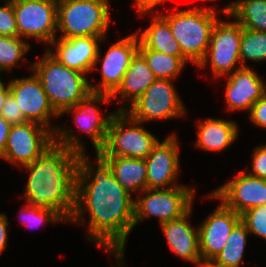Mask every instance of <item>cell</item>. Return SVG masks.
Here are the masks:
<instances>
[{"instance_id": "cell-1", "label": "cell", "mask_w": 266, "mask_h": 267, "mask_svg": "<svg viewBox=\"0 0 266 267\" xmlns=\"http://www.w3.org/2000/svg\"><path fill=\"white\" fill-rule=\"evenodd\" d=\"M92 164L86 152L79 153L76 205L69 222L87 223L88 239L107 250L115 260L123 259L128 236L135 228V200L116 180L111 165L99 152L97 166ZM85 208L89 212L88 222Z\"/></svg>"}, {"instance_id": "cell-2", "label": "cell", "mask_w": 266, "mask_h": 267, "mask_svg": "<svg viewBox=\"0 0 266 267\" xmlns=\"http://www.w3.org/2000/svg\"><path fill=\"white\" fill-rule=\"evenodd\" d=\"M58 126L54 143L33 163L28 172L23 198L32 207L58 211L67 222L76 205V177L79 153L85 152L82 139L73 130Z\"/></svg>"}, {"instance_id": "cell-3", "label": "cell", "mask_w": 266, "mask_h": 267, "mask_svg": "<svg viewBox=\"0 0 266 267\" xmlns=\"http://www.w3.org/2000/svg\"><path fill=\"white\" fill-rule=\"evenodd\" d=\"M29 69L40 79L50 105L59 116L92 92L85 73L66 67L48 50Z\"/></svg>"}, {"instance_id": "cell-4", "label": "cell", "mask_w": 266, "mask_h": 267, "mask_svg": "<svg viewBox=\"0 0 266 267\" xmlns=\"http://www.w3.org/2000/svg\"><path fill=\"white\" fill-rule=\"evenodd\" d=\"M216 6L174 10L160 14L169 24L173 37L178 41L183 55L195 66L204 59L211 33L217 22Z\"/></svg>"}, {"instance_id": "cell-5", "label": "cell", "mask_w": 266, "mask_h": 267, "mask_svg": "<svg viewBox=\"0 0 266 267\" xmlns=\"http://www.w3.org/2000/svg\"><path fill=\"white\" fill-rule=\"evenodd\" d=\"M109 0H66L57 5V31L62 39L106 37L110 18Z\"/></svg>"}, {"instance_id": "cell-6", "label": "cell", "mask_w": 266, "mask_h": 267, "mask_svg": "<svg viewBox=\"0 0 266 267\" xmlns=\"http://www.w3.org/2000/svg\"><path fill=\"white\" fill-rule=\"evenodd\" d=\"M142 125L127 112L116 110L109 123L105 145L99 153L102 156L146 159L159 139Z\"/></svg>"}, {"instance_id": "cell-7", "label": "cell", "mask_w": 266, "mask_h": 267, "mask_svg": "<svg viewBox=\"0 0 266 267\" xmlns=\"http://www.w3.org/2000/svg\"><path fill=\"white\" fill-rule=\"evenodd\" d=\"M195 188L180 185L168 189H145L134 204V227L142 220L154 216L160 224L184 215L193 205Z\"/></svg>"}, {"instance_id": "cell-8", "label": "cell", "mask_w": 266, "mask_h": 267, "mask_svg": "<svg viewBox=\"0 0 266 267\" xmlns=\"http://www.w3.org/2000/svg\"><path fill=\"white\" fill-rule=\"evenodd\" d=\"M242 32L243 27L235 19L229 22L219 18L213 27L207 53L197 68L204 69L210 62L209 68L211 67L215 79L229 76L241 68Z\"/></svg>"}, {"instance_id": "cell-9", "label": "cell", "mask_w": 266, "mask_h": 267, "mask_svg": "<svg viewBox=\"0 0 266 267\" xmlns=\"http://www.w3.org/2000/svg\"><path fill=\"white\" fill-rule=\"evenodd\" d=\"M125 112L143 124L186 116L185 106L170 79H156Z\"/></svg>"}, {"instance_id": "cell-10", "label": "cell", "mask_w": 266, "mask_h": 267, "mask_svg": "<svg viewBox=\"0 0 266 267\" xmlns=\"http://www.w3.org/2000/svg\"><path fill=\"white\" fill-rule=\"evenodd\" d=\"M57 5L50 0H13L18 37L51 44L57 39Z\"/></svg>"}, {"instance_id": "cell-11", "label": "cell", "mask_w": 266, "mask_h": 267, "mask_svg": "<svg viewBox=\"0 0 266 267\" xmlns=\"http://www.w3.org/2000/svg\"><path fill=\"white\" fill-rule=\"evenodd\" d=\"M53 143L54 134L38 123L11 125L5 151L0 158L20 169L33 163Z\"/></svg>"}, {"instance_id": "cell-12", "label": "cell", "mask_w": 266, "mask_h": 267, "mask_svg": "<svg viewBox=\"0 0 266 267\" xmlns=\"http://www.w3.org/2000/svg\"><path fill=\"white\" fill-rule=\"evenodd\" d=\"M139 43L138 33H132L110 45L102 59H100L101 48L99 46L94 70L97 69V64L101 60L99 72L102 78L97 85L90 83L92 92L112 95L117 90L130 65L131 58L138 51Z\"/></svg>"}, {"instance_id": "cell-13", "label": "cell", "mask_w": 266, "mask_h": 267, "mask_svg": "<svg viewBox=\"0 0 266 267\" xmlns=\"http://www.w3.org/2000/svg\"><path fill=\"white\" fill-rule=\"evenodd\" d=\"M10 94L17 102L28 122L38 123L55 134L58 126L52 127L50 118L60 116L50 105L40 79L33 75L25 78H13L9 81ZM51 127V128H50Z\"/></svg>"}, {"instance_id": "cell-14", "label": "cell", "mask_w": 266, "mask_h": 267, "mask_svg": "<svg viewBox=\"0 0 266 267\" xmlns=\"http://www.w3.org/2000/svg\"><path fill=\"white\" fill-rule=\"evenodd\" d=\"M208 198L221 200L228 208L241 215L249 209L266 204V180L248 174L245 169L211 191Z\"/></svg>"}, {"instance_id": "cell-15", "label": "cell", "mask_w": 266, "mask_h": 267, "mask_svg": "<svg viewBox=\"0 0 266 267\" xmlns=\"http://www.w3.org/2000/svg\"><path fill=\"white\" fill-rule=\"evenodd\" d=\"M179 143L172 133L154 146L146 157L147 189H168L180 186L176 184L179 167Z\"/></svg>"}, {"instance_id": "cell-16", "label": "cell", "mask_w": 266, "mask_h": 267, "mask_svg": "<svg viewBox=\"0 0 266 267\" xmlns=\"http://www.w3.org/2000/svg\"><path fill=\"white\" fill-rule=\"evenodd\" d=\"M241 216L228 208L222 201L199 228V252L202 263H210L225 246L233 228Z\"/></svg>"}, {"instance_id": "cell-17", "label": "cell", "mask_w": 266, "mask_h": 267, "mask_svg": "<svg viewBox=\"0 0 266 267\" xmlns=\"http://www.w3.org/2000/svg\"><path fill=\"white\" fill-rule=\"evenodd\" d=\"M111 100L112 98L109 94L91 92L78 104L66 109L60 115L61 117L65 113H73L75 124L89 136L96 153L105 145L109 123L116 112L113 110L110 114L103 116L96 103L101 105L100 103L104 102V104L107 103L109 105Z\"/></svg>"}, {"instance_id": "cell-18", "label": "cell", "mask_w": 266, "mask_h": 267, "mask_svg": "<svg viewBox=\"0 0 266 267\" xmlns=\"http://www.w3.org/2000/svg\"><path fill=\"white\" fill-rule=\"evenodd\" d=\"M106 39L93 36L60 38L50 44V47H55V52L50 48L47 50L66 67L87 74L94 71L99 43Z\"/></svg>"}, {"instance_id": "cell-19", "label": "cell", "mask_w": 266, "mask_h": 267, "mask_svg": "<svg viewBox=\"0 0 266 267\" xmlns=\"http://www.w3.org/2000/svg\"><path fill=\"white\" fill-rule=\"evenodd\" d=\"M227 109L250 111L253 104L266 93V84L251 67H241L227 76L225 85Z\"/></svg>"}, {"instance_id": "cell-20", "label": "cell", "mask_w": 266, "mask_h": 267, "mask_svg": "<svg viewBox=\"0 0 266 267\" xmlns=\"http://www.w3.org/2000/svg\"><path fill=\"white\" fill-rule=\"evenodd\" d=\"M192 208L181 217L160 225L172 252L197 266L202 263V259L199 252V228H192L188 221L192 216Z\"/></svg>"}, {"instance_id": "cell-21", "label": "cell", "mask_w": 266, "mask_h": 267, "mask_svg": "<svg viewBox=\"0 0 266 267\" xmlns=\"http://www.w3.org/2000/svg\"><path fill=\"white\" fill-rule=\"evenodd\" d=\"M156 79L144 57L137 51L131 58L130 65L124 74L121 85L111 95L112 99L117 100L119 97L120 100H117L119 104L122 101L125 103H122V107H119L117 111H125L126 102L128 103V108L129 104L131 105L137 100Z\"/></svg>"}, {"instance_id": "cell-22", "label": "cell", "mask_w": 266, "mask_h": 267, "mask_svg": "<svg viewBox=\"0 0 266 267\" xmlns=\"http://www.w3.org/2000/svg\"><path fill=\"white\" fill-rule=\"evenodd\" d=\"M197 122L198 137L195 146L205 151L218 153L231 146L238 138L239 128L236 121L208 117Z\"/></svg>"}, {"instance_id": "cell-23", "label": "cell", "mask_w": 266, "mask_h": 267, "mask_svg": "<svg viewBox=\"0 0 266 267\" xmlns=\"http://www.w3.org/2000/svg\"><path fill=\"white\" fill-rule=\"evenodd\" d=\"M137 13L138 16L149 13L152 19L145 30L137 31L139 41L146 48L176 57H185L178 41L172 35L168 22L160 14H152V11H139Z\"/></svg>"}, {"instance_id": "cell-24", "label": "cell", "mask_w": 266, "mask_h": 267, "mask_svg": "<svg viewBox=\"0 0 266 267\" xmlns=\"http://www.w3.org/2000/svg\"><path fill=\"white\" fill-rule=\"evenodd\" d=\"M111 165L112 173L120 185L131 195L147 189V165L145 159L103 156Z\"/></svg>"}, {"instance_id": "cell-25", "label": "cell", "mask_w": 266, "mask_h": 267, "mask_svg": "<svg viewBox=\"0 0 266 267\" xmlns=\"http://www.w3.org/2000/svg\"><path fill=\"white\" fill-rule=\"evenodd\" d=\"M248 30L266 32V0H235L220 10Z\"/></svg>"}, {"instance_id": "cell-26", "label": "cell", "mask_w": 266, "mask_h": 267, "mask_svg": "<svg viewBox=\"0 0 266 267\" xmlns=\"http://www.w3.org/2000/svg\"><path fill=\"white\" fill-rule=\"evenodd\" d=\"M138 52L144 57L157 79L174 80L178 78L187 62H190L186 57H176L148 49L141 42L138 46Z\"/></svg>"}, {"instance_id": "cell-27", "label": "cell", "mask_w": 266, "mask_h": 267, "mask_svg": "<svg viewBox=\"0 0 266 267\" xmlns=\"http://www.w3.org/2000/svg\"><path fill=\"white\" fill-rule=\"evenodd\" d=\"M248 235H250L248 229L240 221L229 234L223 249L210 264L213 267H240Z\"/></svg>"}, {"instance_id": "cell-28", "label": "cell", "mask_w": 266, "mask_h": 267, "mask_svg": "<svg viewBox=\"0 0 266 267\" xmlns=\"http://www.w3.org/2000/svg\"><path fill=\"white\" fill-rule=\"evenodd\" d=\"M240 60L242 67H248L246 61H266V32L243 28L240 41Z\"/></svg>"}, {"instance_id": "cell-29", "label": "cell", "mask_w": 266, "mask_h": 267, "mask_svg": "<svg viewBox=\"0 0 266 267\" xmlns=\"http://www.w3.org/2000/svg\"><path fill=\"white\" fill-rule=\"evenodd\" d=\"M31 44L20 37L0 36V73L11 72L13 67L21 60L30 49Z\"/></svg>"}, {"instance_id": "cell-30", "label": "cell", "mask_w": 266, "mask_h": 267, "mask_svg": "<svg viewBox=\"0 0 266 267\" xmlns=\"http://www.w3.org/2000/svg\"><path fill=\"white\" fill-rule=\"evenodd\" d=\"M24 208L20 213V219L22 223L28 227L41 226L42 224L48 222H67V220L56 210H46L37 207H32L29 203L23 206Z\"/></svg>"}, {"instance_id": "cell-31", "label": "cell", "mask_w": 266, "mask_h": 267, "mask_svg": "<svg viewBox=\"0 0 266 267\" xmlns=\"http://www.w3.org/2000/svg\"><path fill=\"white\" fill-rule=\"evenodd\" d=\"M241 222L249 233L266 240V204L243 212Z\"/></svg>"}, {"instance_id": "cell-32", "label": "cell", "mask_w": 266, "mask_h": 267, "mask_svg": "<svg viewBox=\"0 0 266 267\" xmlns=\"http://www.w3.org/2000/svg\"><path fill=\"white\" fill-rule=\"evenodd\" d=\"M0 6V36L18 37L17 22L13 10V0H5Z\"/></svg>"}, {"instance_id": "cell-33", "label": "cell", "mask_w": 266, "mask_h": 267, "mask_svg": "<svg viewBox=\"0 0 266 267\" xmlns=\"http://www.w3.org/2000/svg\"><path fill=\"white\" fill-rule=\"evenodd\" d=\"M0 115L11 125L28 122L11 94L7 96L5 103L1 108Z\"/></svg>"}, {"instance_id": "cell-34", "label": "cell", "mask_w": 266, "mask_h": 267, "mask_svg": "<svg viewBox=\"0 0 266 267\" xmlns=\"http://www.w3.org/2000/svg\"><path fill=\"white\" fill-rule=\"evenodd\" d=\"M252 155V171L249 174L266 180V144L256 146Z\"/></svg>"}, {"instance_id": "cell-35", "label": "cell", "mask_w": 266, "mask_h": 267, "mask_svg": "<svg viewBox=\"0 0 266 267\" xmlns=\"http://www.w3.org/2000/svg\"><path fill=\"white\" fill-rule=\"evenodd\" d=\"M248 116L252 124L266 130V93L253 104Z\"/></svg>"}, {"instance_id": "cell-36", "label": "cell", "mask_w": 266, "mask_h": 267, "mask_svg": "<svg viewBox=\"0 0 266 267\" xmlns=\"http://www.w3.org/2000/svg\"><path fill=\"white\" fill-rule=\"evenodd\" d=\"M7 227H8V217L6 213H0V255L7 248Z\"/></svg>"}, {"instance_id": "cell-37", "label": "cell", "mask_w": 266, "mask_h": 267, "mask_svg": "<svg viewBox=\"0 0 266 267\" xmlns=\"http://www.w3.org/2000/svg\"><path fill=\"white\" fill-rule=\"evenodd\" d=\"M11 124L0 115V157L5 151Z\"/></svg>"}, {"instance_id": "cell-38", "label": "cell", "mask_w": 266, "mask_h": 267, "mask_svg": "<svg viewBox=\"0 0 266 267\" xmlns=\"http://www.w3.org/2000/svg\"><path fill=\"white\" fill-rule=\"evenodd\" d=\"M136 11H153L155 7L163 4L166 0H134Z\"/></svg>"}, {"instance_id": "cell-39", "label": "cell", "mask_w": 266, "mask_h": 267, "mask_svg": "<svg viewBox=\"0 0 266 267\" xmlns=\"http://www.w3.org/2000/svg\"><path fill=\"white\" fill-rule=\"evenodd\" d=\"M9 94H10L9 83L8 85L7 84L5 85V83L0 78V111Z\"/></svg>"}, {"instance_id": "cell-40", "label": "cell", "mask_w": 266, "mask_h": 267, "mask_svg": "<svg viewBox=\"0 0 266 267\" xmlns=\"http://www.w3.org/2000/svg\"><path fill=\"white\" fill-rule=\"evenodd\" d=\"M197 267H213L210 263H201Z\"/></svg>"}, {"instance_id": "cell-41", "label": "cell", "mask_w": 266, "mask_h": 267, "mask_svg": "<svg viewBox=\"0 0 266 267\" xmlns=\"http://www.w3.org/2000/svg\"><path fill=\"white\" fill-rule=\"evenodd\" d=\"M121 263V264H120ZM123 263H124V259H117V264L119 265V267L121 266V267H123L122 265H123ZM111 267H114V266H111ZM117 267V266H116Z\"/></svg>"}, {"instance_id": "cell-42", "label": "cell", "mask_w": 266, "mask_h": 267, "mask_svg": "<svg viewBox=\"0 0 266 267\" xmlns=\"http://www.w3.org/2000/svg\"><path fill=\"white\" fill-rule=\"evenodd\" d=\"M50 1L56 2L58 4L60 2L66 1V0H50Z\"/></svg>"}]
</instances>
